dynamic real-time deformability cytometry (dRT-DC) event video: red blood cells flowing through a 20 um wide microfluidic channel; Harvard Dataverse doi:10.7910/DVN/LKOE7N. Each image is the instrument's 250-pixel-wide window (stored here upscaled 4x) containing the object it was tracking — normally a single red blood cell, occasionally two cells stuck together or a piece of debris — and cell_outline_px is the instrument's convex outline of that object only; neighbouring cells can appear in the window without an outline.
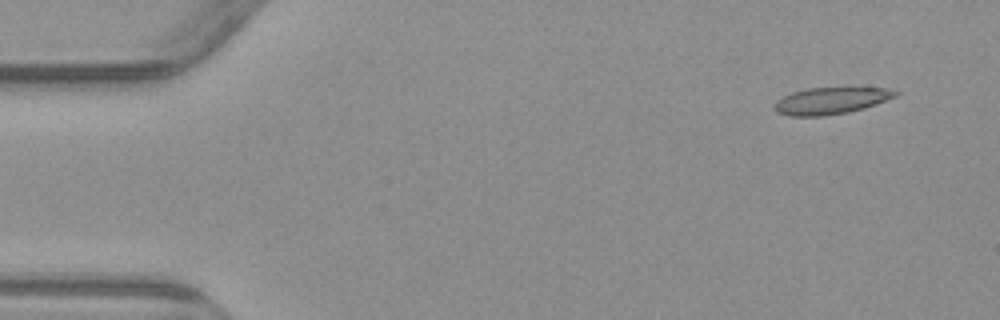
{"species": "common noctule bat (a hibernating species)", "species_latin": "Nyctalus noctula", "temperature_condition": "warm", "stored_images_in_passage": 4, "camera_frame_rate_fps": 3000, "um_per_image_px": 0.085, "animal": {"sex": "male", "body_mass_g": 23.1, "forearm_length_mm": 52.7}, "frame": {"image": 1, "passage_image": 1, "time_ms": 0.0, "image_size_px": [1000, 320], "cell_outline_px": [[900, 92], [896, 96], [876, 104], [864, 108], [848, 112], [820, 116], [788, 116], [776, 112], [776, 100], [792, 92], [808, 88], [884, 88]], "centroid_in_image_um": [70.61, 8.56], "position_along_channel_um": 14.4, "area_um2": 18.61}}
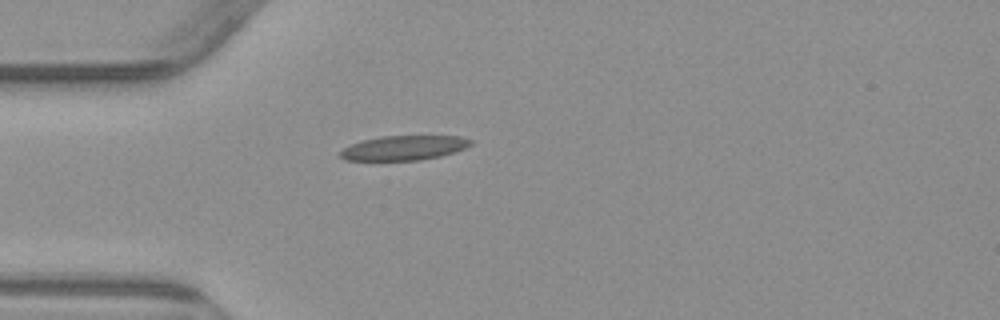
{"frame": {"image": 2, "passage_image": 4, "time_ms": 3.667, "image_size_px": [1000, 320], "cell_outline_px": [[472, 144], [464, 148], [440, 156], [420, 160], [344, 160], [340, 156], [340, 152], [344, 148], [360, 140], [380, 136], [460, 136], [472, 140]], "centroid_in_image_um": [34.31, 12.56], "position_along_channel_um": 50.7, "area_um2": 18.55}}